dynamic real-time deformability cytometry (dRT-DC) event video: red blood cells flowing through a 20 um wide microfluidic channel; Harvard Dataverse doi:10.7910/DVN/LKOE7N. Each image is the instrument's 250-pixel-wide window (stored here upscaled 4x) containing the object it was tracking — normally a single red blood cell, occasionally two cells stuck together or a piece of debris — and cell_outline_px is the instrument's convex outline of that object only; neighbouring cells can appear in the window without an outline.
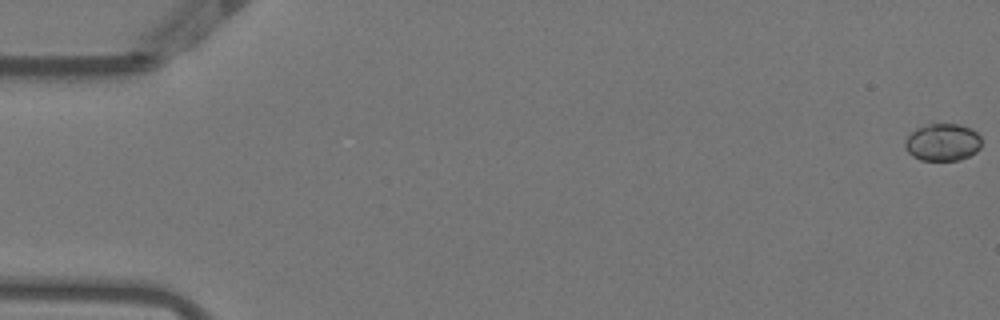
{"species": "Egyptian fruit bat (a non-hibernating species)", "species_latin": "Rousettus aegyptiacus", "temperature_condition": "warm", "stored_images_in_passage": 54, "camera_frame_rate_fps": 3000, "um_per_image_px": 0.085, "animal": {"sex": "female"}, "frame": {"image": 1, "passage_image": 1, "time_ms": 0.0, "image_size_px": [1000, 320], "cell_outline_px": [[980, 148], [976, 152], [960, 160], [920, 160], [912, 156], [908, 152], [904, 144], [908, 136], [916, 128], [928, 124], [960, 124], [972, 128], [980, 136]], "centroid_in_image_um": [80.13, 12.09], "position_along_channel_um": 4.9, "area_um2": 16.65}}
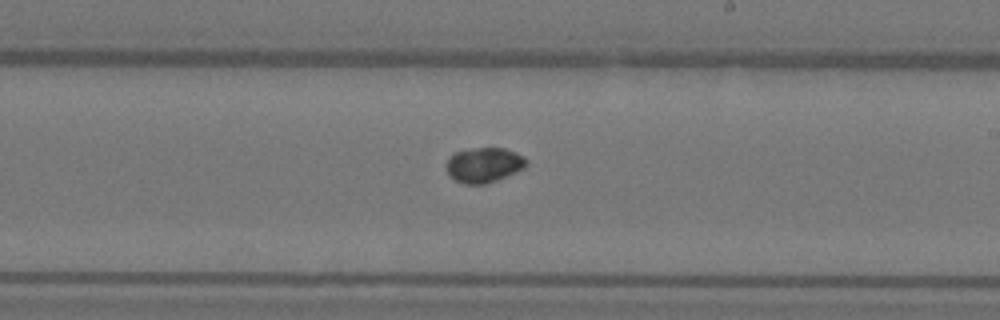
{"frame": {"image": 2, "passage_image": 32, "time_ms": 10.333, "image_size_px": [1000, 320], "cell_outline_px": [[528, 164], [524, 168], [496, 180], [484, 184], [464, 184], [456, 180], [448, 172], [444, 164], [448, 156], [456, 152], [472, 148], [504, 148], [516, 152], [524, 156], [528, 160]], "centroid_in_image_um": [41.13, 14.0], "position_along_channel_um": 247.9, "area_um2": 16.36}}
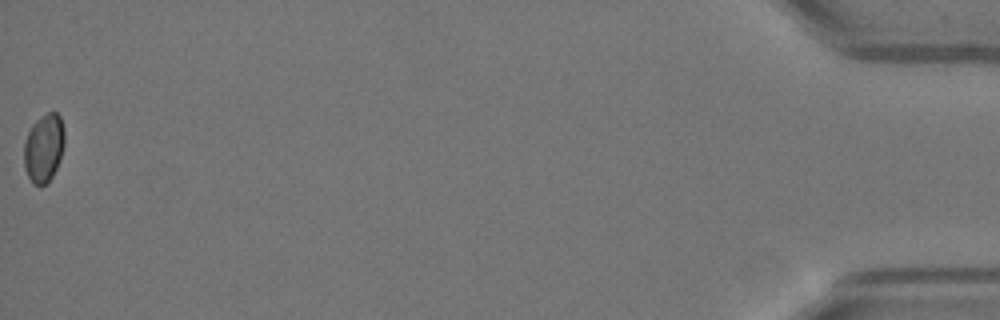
{"frame": {"image": 3, "passage_image": 54, "time_ms": 17.667, "image_size_px": [1000, 320], "cell_outline_px": [[64, 144], [60, 160], [52, 176], [40, 188], [32, 184], [24, 168], [24, 144], [28, 132], [32, 124], [40, 116], [48, 112], [56, 112], [60, 116], [64, 128]], "centroid_in_image_um": [3.72, 12.58], "position_along_channel_um": 431.5, "area_um2": 16.3}, "authors_computed_cell_mechanics": {"area_um2": 16.2418, "velocity_mm_per_s": 3.8501, "shape_relaxation_time_tau1_ms": null, "shape_relaxation_time_tau2_ms": 2.331, "deformation_change_tau1": null, "deformation_change_tau2": 0.0243}}